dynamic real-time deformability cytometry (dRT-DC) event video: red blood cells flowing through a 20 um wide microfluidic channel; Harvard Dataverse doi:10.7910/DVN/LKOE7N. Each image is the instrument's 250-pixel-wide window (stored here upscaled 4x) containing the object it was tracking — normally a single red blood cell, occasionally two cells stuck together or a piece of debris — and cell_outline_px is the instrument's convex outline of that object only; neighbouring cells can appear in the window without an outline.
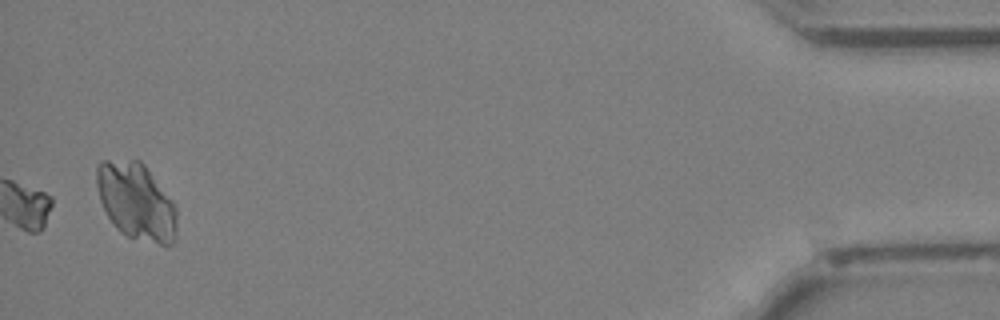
{"species": "Egyptian fruit bat (a non-hibernating species)", "species_latin": "Rousettus aegyptiacus", "temperature_condition": "cold", "stored_images_in_passage": 40, "camera_frame_rate_fps": 3000, "um_per_image_px": 0.085, "animal": {"sex": "female"}, "frame": {"image": 1, "passage_image": 40, "time_ms": 13.0, "image_size_px": [1000, 320], "cell_outline_px": [[176, 240], [172, 244], [160, 244], [128, 236], [120, 232], [116, 228], [108, 216], [100, 200], [96, 184], [96, 168], [100, 160], [140, 160], [144, 164], [176, 204]], "centroid_in_image_um": [11.59, 17.1], "position_along_channel_um": 423.6, "area_um2": 36.01}}